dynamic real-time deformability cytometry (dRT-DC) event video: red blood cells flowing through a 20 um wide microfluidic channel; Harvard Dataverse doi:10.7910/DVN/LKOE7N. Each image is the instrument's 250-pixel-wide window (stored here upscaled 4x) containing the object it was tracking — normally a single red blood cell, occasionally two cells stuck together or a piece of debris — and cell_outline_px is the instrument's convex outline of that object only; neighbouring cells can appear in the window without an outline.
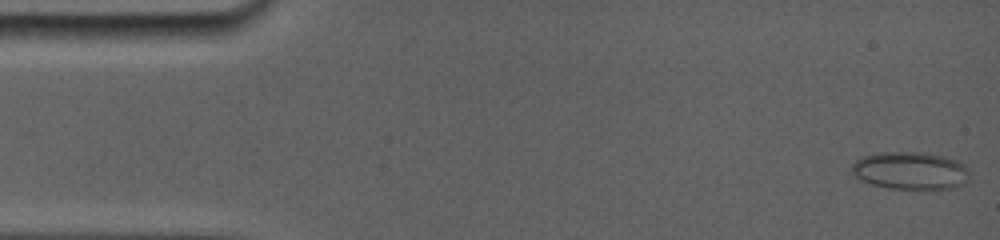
{"species": "common noctule bat (a hibernating species)", "species_latin": "Nyctalus noctula", "temperature_condition": "room temperature", "stored_images_in_passage": 43, "camera_frame_rate_fps": 5000, "um_per_image_px": 0.085, "animal": {"sex": "female", "body_mass_g": 19.0, "forearm_length_mm": 56.7}, "frame": {"image": 1, "passage_image": 1, "time_ms": 0.0, "image_size_px": [1000, 240], "cell_outline_px": [[960, 168], [952, 184], [944, 188], [892, 188], [876, 184], [864, 180], [856, 176], [852, 172], [852, 168], [860, 160], [872, 156], [928, 156], [944, 160], [956, 164]], "centroid_in_image_um": [77.08, 14.59], "position_along_channel_um": 7.9, "area_um2": 20.75}}
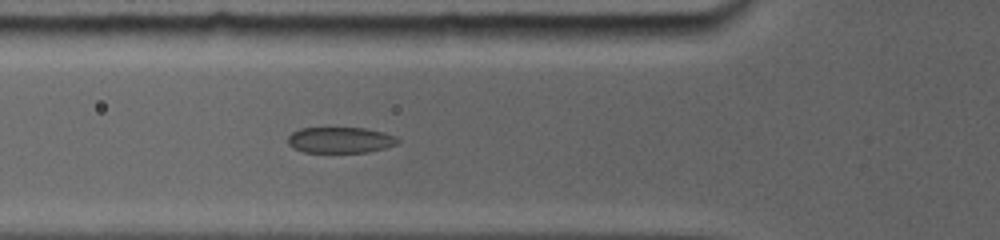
{"frame": {"image": 2, "passage_image": 26, "time_ms": 5.4, "image_size_px": [1000, 240], "cell_outline_px": [[396, 144], [384, 148], [368, 152], [304, 152], [288, 144], [288, 136], [292, 132], [300, 128], [364, 128], [380, 132], [392, 136], [396, 140]], "centroid_in_image_um": [28.85, 11.9], "position_along_channel_um": 97.0, "area_um2": 16.18}}
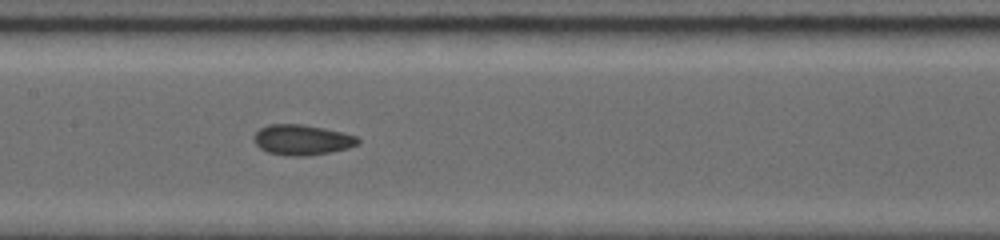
{"frame": {"image": 3, "passage_image": 42, "time_ms": 7.6, "image_size_px": [1000, 240], "cell_outline_px": [[360, 140], [356, 144], [344, 148], [328, 152], [304, 156], [292, 156], [268, 152], [260, 148], [256, 144], [256, 132], [260, 128], [268, 124], [300, 124], [340, 132], [356, 136]], "centroid_in_image_um": [25.63, 11.88], "position_along_channel_um": 181.8, "area_um2": 17.74}}